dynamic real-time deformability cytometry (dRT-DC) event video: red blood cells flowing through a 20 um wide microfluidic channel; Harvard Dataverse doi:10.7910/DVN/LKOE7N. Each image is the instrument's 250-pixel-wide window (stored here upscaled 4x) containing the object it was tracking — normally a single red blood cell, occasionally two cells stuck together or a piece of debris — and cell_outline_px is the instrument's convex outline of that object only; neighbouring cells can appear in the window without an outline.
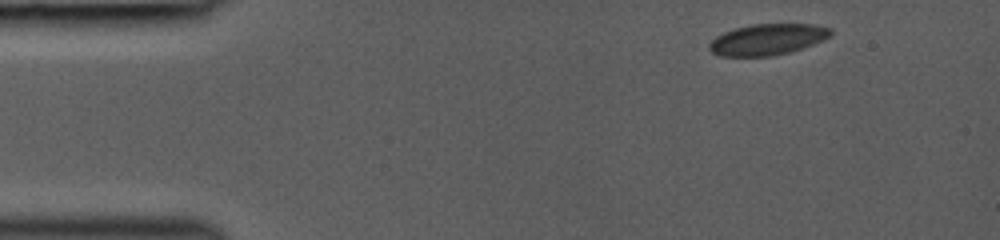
{"species": "common noctule bat (a hibernating species)", "species_latin": "Nyctalus noctula", "temperature_condition": "room temperature", "stored_images_in_passage": 3, "camera_frame_rate_fps": 3000, "um_per_image_px": 0.085, "animal": {"sex": "female", "body_mass_g": 19.0, "forearm_length_mm": 53.3}, "frame": {"image": 1, "passage_image": 3, "time_ms": 1.667, "image_size_px": [1000, 240], "cell_outline_px": [[832, 36], [824, 40], [788, 52], [772, 56], [720, 56], [712, 52], [708, 48], [708, 44], [716, 36], [724, 32], [736, 28], [752, 24], [816, 24], [832, 28]], "centroid_in_image_um": [65.25, 3.34], "position_along_channel_um": 19.8, "area_um2": 22.02}}